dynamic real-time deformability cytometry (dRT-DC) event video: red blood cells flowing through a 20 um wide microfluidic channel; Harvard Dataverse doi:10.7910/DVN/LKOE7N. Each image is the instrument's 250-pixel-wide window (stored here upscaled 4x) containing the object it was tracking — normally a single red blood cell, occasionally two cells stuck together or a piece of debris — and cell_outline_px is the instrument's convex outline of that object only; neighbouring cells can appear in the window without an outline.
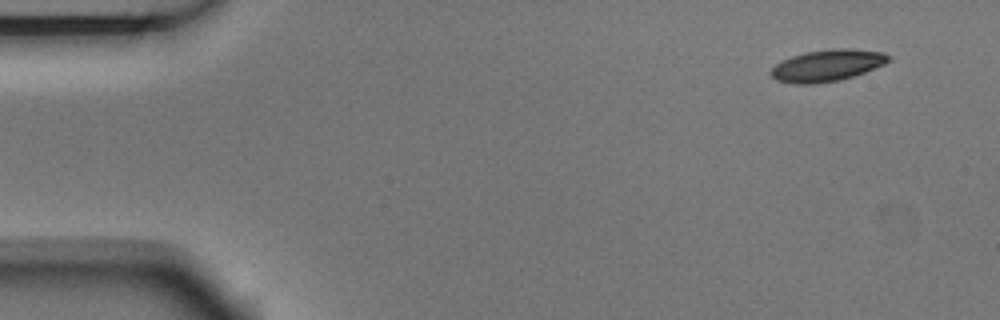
{"species": "Egyptian fruit bat (a non-hibernating species)", "species_latin": "Rousettus aegyptiacus", "temperature_condition": "room temperature", "stored_images_in_passage": 4, "camera_frame_rate_fps": 3000, "um_per_image_px": 0.085, "animal": {"sex": "male"}, "frame": {"image": 1, "passage_image": 1, "time_ms": 0.0, "image_size_px": [1000, 320], "cell_outline_px": [[892, 60], [884, 64], [864, 72], [840, 80], [816, 84], [792, 84], [776, 80], [772, 76], [772, 68], [780, 60], [804, 52], [832, 48], [848, 48], [884, 52], [892, 56]], "centroid_in_image_um": [70.33, 5.56], "position_along_channel_um": 14.7, "area_um2": 21.91}}
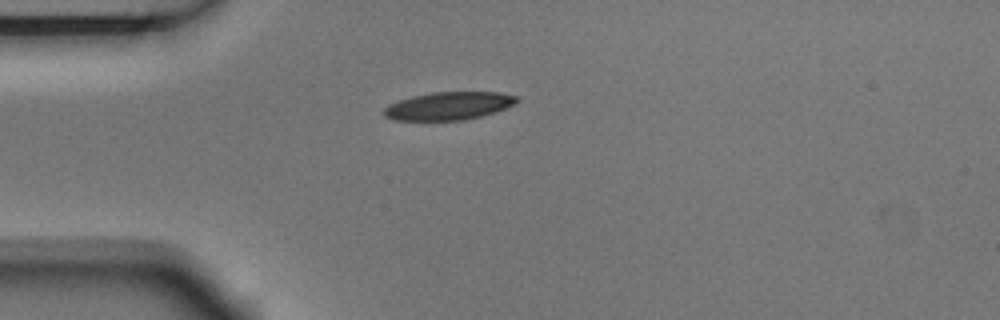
{"frame": {"image": 2, "passage_image": 4, "time_ms": 1.0, "image_size_px": [1000, 320], "cell_outline_px": [[520, 100], [516, 104], [480, 116], [464, 120], [392, 120], [384, 116], [384, 108], [388, 104], [412, 96], [432, 92], [500, 92], [516, 96]], "centroid_in_image_um": [38.12, 8.99], "position_along_channel_um": 46.9, "area_um2": 21.56}}